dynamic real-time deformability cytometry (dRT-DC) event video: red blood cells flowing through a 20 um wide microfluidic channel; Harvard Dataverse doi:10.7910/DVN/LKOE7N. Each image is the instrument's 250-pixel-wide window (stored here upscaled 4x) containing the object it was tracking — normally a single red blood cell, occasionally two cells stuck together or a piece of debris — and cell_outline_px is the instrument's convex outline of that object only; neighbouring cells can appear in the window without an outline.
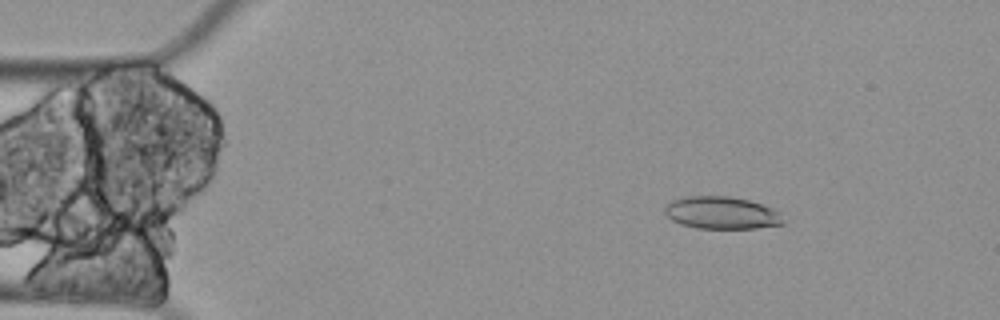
{"species": "Egyptian fruit bat (a non-hibernating species)", "species_latin": "Rousettus aegyptiacus", "temperature_condition": "cold", "stored_images_in_passage": 6, "camera_frame_rate_fps": 3000, "um_per_image_px": 0.085, "animal": {"sex": "female"}, "frame": {"image": 1, "passage_image": 3, "time_ms": 0.667, "image_size_px": [1000, 320], "cell_outline_px": [[784, 224], [756, 228], [696, 228], [680, 224], [672, 220], [664, 212], [664, 208], [672, 200], [688, 196], [728, 196], [748, 200], [772, 208], [784, 220]], "centroid_in_image_um": [61.3, 18.09], "position_along_channel_um": 23.7, "area_um2": 22.14}}